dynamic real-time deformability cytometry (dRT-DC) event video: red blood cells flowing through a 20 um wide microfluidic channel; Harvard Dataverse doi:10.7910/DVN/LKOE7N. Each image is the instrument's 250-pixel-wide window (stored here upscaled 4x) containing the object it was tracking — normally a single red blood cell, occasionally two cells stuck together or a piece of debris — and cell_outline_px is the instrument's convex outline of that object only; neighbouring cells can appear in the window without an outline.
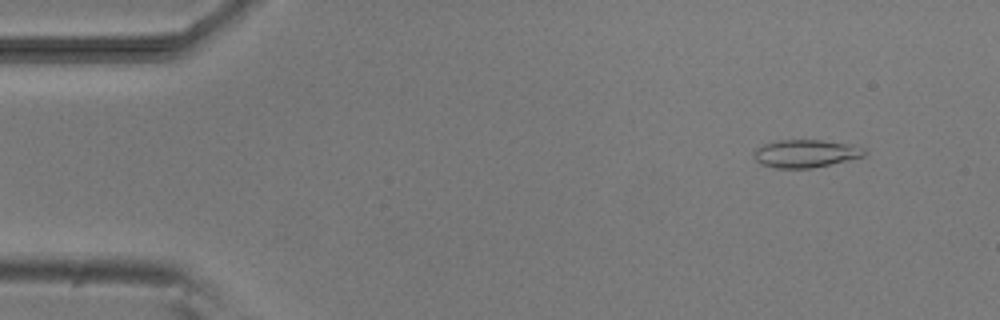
{"species": "common noctule bat (a hibernating species)", "species_latin": "Nyctalus noctula", "temperature_condition": "room temperature", "stored_images_in_passage": 5, "camera_frame_rate_fps": 3000, "um_per_image_px": 0.085, "animal": {"sex": "male", "body_mass_g": 20.5, "forearm_length_mm": 52.5}, "frame": {"image": 1, "passage_image": 1, "time_ms": 0.0, "image_size_px": [1000, 320], "cell_outline_px": [[868, 152], [864, 156], [812, 168], [776, 168], [764, 164], [756, 160], [752, 156], [752, 152], [756, 148], [764, 144], [780, 140], [820, 140], [848, 144], [864, 148]], "centroid_in_image_um": [68.46, 13.05], "position_along_channel_um": 16.5, "area_um2": 17.74}}
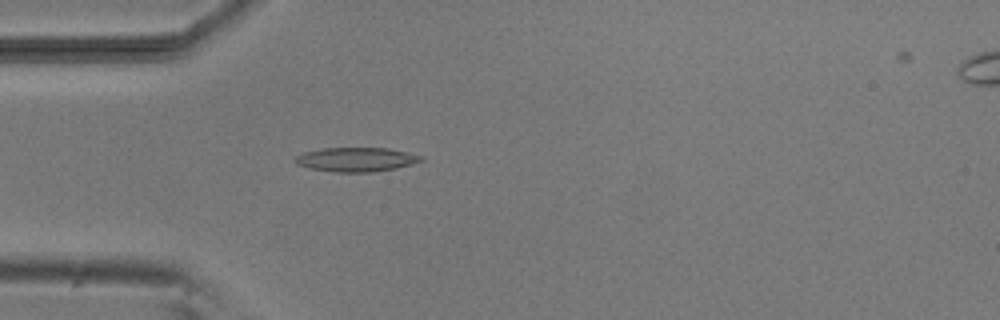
{"frame": {"image": 2, "passage_image": 4, "time_ms": 3.333, "image_size_px": [1000, 320], "cell_outline_px": [[424, 160], [412, 164], [396, 168], [372, 172], [336, 172], [308, 168], [296, 164], [292, 160], [296, 156], [304, 152], [324, 148], [388, 148], [408, 152], [424, 156]], "centroid_in_image_um": [30.28, 13.56], "position_along_channel_um": 54.7, "area_um2": 17.86}}